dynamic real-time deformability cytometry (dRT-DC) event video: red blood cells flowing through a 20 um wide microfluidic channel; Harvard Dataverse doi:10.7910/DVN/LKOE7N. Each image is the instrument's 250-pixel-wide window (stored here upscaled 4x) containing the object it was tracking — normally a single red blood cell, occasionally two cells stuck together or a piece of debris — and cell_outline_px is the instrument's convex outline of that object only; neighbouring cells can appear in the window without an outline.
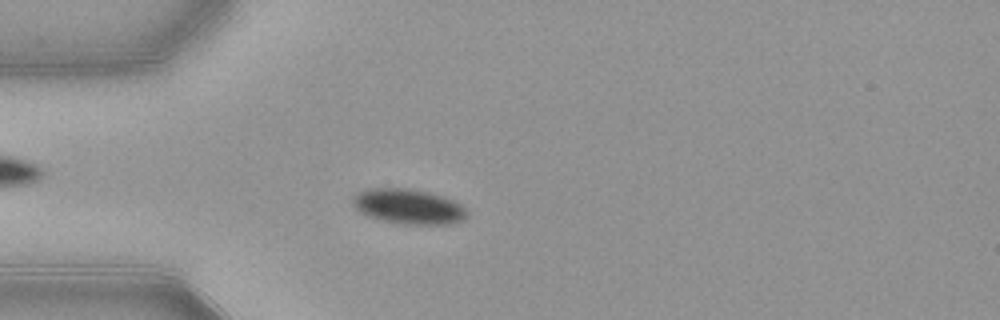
{"species": "common noctule bat (a hibernating species)", "species_latin": "Nyctalus noctula", "temperature_condition": "warm", "stored_images_in_passage": 53, "camera_frame_rate_fps": 3000, "um_per_image_px": 0.085, "animal": {"sex": "female", "body_mass_g": 21.9}, "frame": {"image": 1, "passage_image": 15, "time_ms": 4.667, "image_size_px": [1000, 320], "cell_outline_px": [[468, 212], [464, 220], [452, 224], [400, 224], [380, 220], [368, 216], [360, 212], [352, 204], [352, 196], [356, 192], [368, 188], [408, 188], [428, 192], [444, 196], [460, 204]], "centroid_in_image_um": [34.69, 17.55], "position_along_channel_um": 50.3, "area_um2": 23.58}}
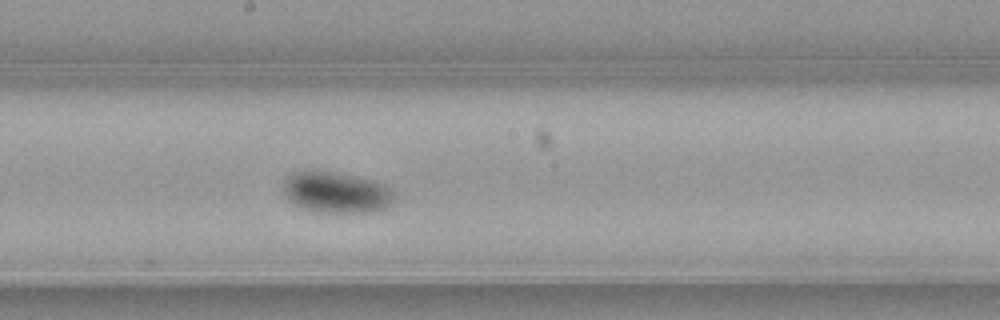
{"frame": {"image": 2, "passage_image": 29, "time_ms": 9.333, "image_size_px": [1000, 320], "cell_outline_px": [[396, 204], [372, 212], [316, 212], [300, 208], [288, 200], [284, 192], [284, 180], [292, 172], [332, 172], [372, 180], [384, 184], [396, 196]], "centroid_in_image_um": [28.61, 16.39], "position_along_channel_um": 219.6, "area_um2": 26.47}}
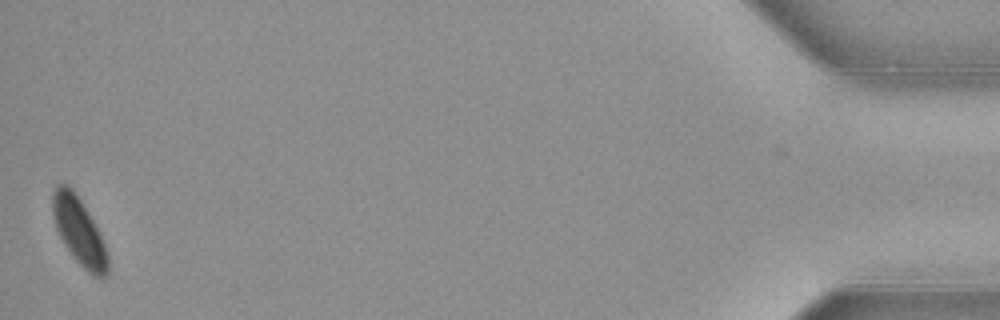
{"frame": {"image": 3, "passage_image": 53, "time_ms": 17.333, "image_size_px": [1000, 320], "cell_outline_px": [[108, 272], [104, 276], [96, 276], [88, 272], [72, 256], [64, 244], [56, 228], [52, 212], [52, 192], [56, 184], [68, 184], [72, 188], [88, 212], [104, 244], [108, 256]], "centroid_in_image_um": [6.68, 19.62], "position_along_channel_um": 428.5, "area_um2": 21.21}, "authors_computed_cell_mechanics": {"area_um2": 22.9466, "velocity_mm_per_s": 3.8518, "shape_relaxation_time_tau1_ms": 1.0847, "shape_relaxation_time_tau2_ms": null, "deformation_change_tau1": 0.0624, "deformation_change_tau2": null}}